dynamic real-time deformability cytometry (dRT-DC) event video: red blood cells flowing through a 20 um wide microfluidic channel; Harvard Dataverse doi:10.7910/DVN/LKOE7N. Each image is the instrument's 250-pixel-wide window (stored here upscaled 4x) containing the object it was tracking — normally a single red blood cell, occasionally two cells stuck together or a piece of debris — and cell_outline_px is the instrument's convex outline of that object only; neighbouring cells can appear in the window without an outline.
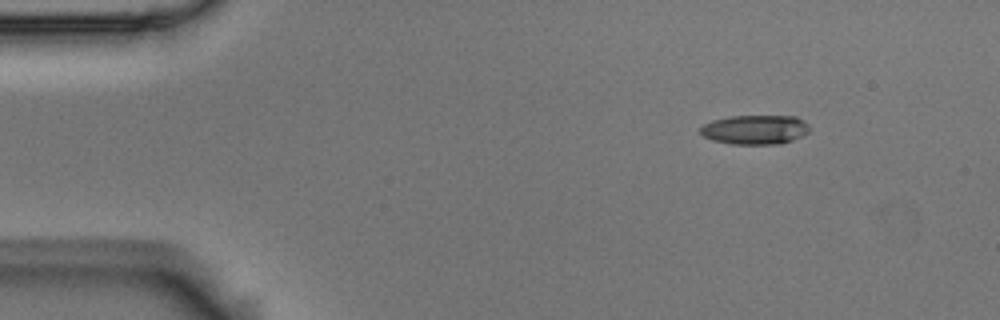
{"species": "Egyptian fruit bat (a non-hibernating species)", "species_latin": "Rousettus aegyptiacus", "temperature_condition": "room temperature", "stored_images_in_passage": 4, "camera_frame_rate_fps": 3000, "um_per_image_px": 0.085, "animal": {"sex": "male"}, "frame": {"image": 1, "passage_image": 1, "time_ms": 0.0, "image_size_px": [1000, 320], "cell_outline_px": [[808, 132], [804, 136], [780, 144], [732, 144], [712, 140], [704, 136], [700, 132], [700, 128], [704, 124], [712, 120], [728, 116], [796, 116], [804, 120], [808, 124]], "centroid_in_image_um": [64.19, 11.01], "position_along_channel_um": 20.8, "area_um2": 18.79}}